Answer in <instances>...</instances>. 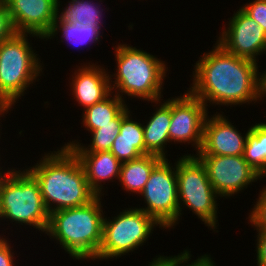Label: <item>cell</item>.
<instances>
[{
	"mask_svg": "<svg viewBox=\"0 0 266 266\" xmlns=\"http://www.w3.org/2000/svg\"><path fill=\"white\" fill-rule=\"evenodd\" d=\"M258 63L226 51L216 42L195 63L189 92L213 105L237 106L256 102ZM255 101V102H254Z\"/></svg>",
	"mask_w": 266,
	"mask_h": 266,
	"instance_id": "6da1fadb",
	"label": "cell"
},
{
	"mask_svg": "<svg viewBox=\"0 0 266 266\" xmlns=\"http://www.w3.org/2000/svg\"><path fill=\"white\" fill-rule=\"evenodd\" d=\"M27 170L36 178L49 213L83 206L97 195L90 189L84 168L71 148L45 153Z\"/></svg>",
	"mask_w": 266,
	"mask_h": 266,
	"instance_id": "7a4b0ae2",
	"label": "cell"
},
{
	"mask_svg": "<svg viewBox=\"0 0 266 266\" xmlns=\"http://www.w3.org/2000/svg\"><path fill=\"white\" fill-rule=\"evenodd\" d=\"M101 196L74 208L50 213L45 234L59 241L73 259H97L103 239L104 213Z\"/></svg>",
	"mask_w": 266,
	"mask_h": 266,
	"instance_id": "3957f363",
	"label": "cell"
},
{
	"mask_svg": "<svg viewBox=\"0 0 266 266\" xmlns=\"http://www.w3.org/2000/svg\"><path fill=\"white\" fill-rule=\"evenodd\" d=\"M114 55L117 73L109 75L114 94L121 99L125 94L151 103L163 100L161 91L168 69L164 61L142 49L121 43L115 46Z\"/></svg>",
	"mask_w": 266,
	"mask_h": 266,
	"instance_id": "277c9868",
	"label": "cell"
},
{
	"mask_svg": "<svg viewBox=\"0 0 266 266\" xmlns=\"http://www.w3.org/2000/svg\"><path fill=\"white\" fill-rule=\"evenodd\" d=\"M50 213L46 208L36 178L27 170H15L0 191V218L32 226L46 233Z\"/></svg>",
	"mask_w": 266,
	"mask_h": 266,
	"instance_id": "5b68a950",
	"label": "cell"
},
{
	"mask_svg": "<svg viewBox=\"0 0 266 266\" xmlns=\"http://www.w3.org/2000/svg\"><path fill=\"white\" fill-rule=\"evenodd\" d=\"M28 35L44 39L32 33H15L0 43V99L14 104L26 94L30 84L39 79L43 70L40 58L28 42Z\"/></svg>",
	"mask_w": 266,
	"mask_h": 266,
	"instance_id": "8992f818",
	"label": "cell"
},
{
	"mask_svg": "<svg viewBox=\"0 0 266 266\" xmlns=\"http://www.w3.org/2000/svg\"><path fill=\"white\" fill-rule=\"evenodd\" d=\"M185 155L176 162L179 220L184 205L215 232L218 224L216 199L220 196L213 189L201 160L194 154Z\"/></svg>",
	"mask_w": 266,
	"mask_h": 266,
	"instance_id": "52a82bcc",
	"label": "cell"
},
{
	"mask_svg": "<svg viewBox=\"0 0 266 266\" xmlns=\"http://www.w3.org/2000/svg\"><path fill=\"white\" fill-rule=\"evenodd\" d=\"M112 218L105 217L103 221V239L97 254L100 260L119 258L137 250L146 243L155 227H162L137 207L125 209Z\"/></svg>",
	"mask_w": 266,
	"mask_h": 266,
	"instance_id": "ba28073f",
	"label": "cell"
},
{
	"mask_svg": "<svg viewBox=\"0 0 266 266\" xmlns=\"http://www.w3.org/2000/svg\"><path fill=\"white\" fill-rule=\"evenodd\" d=\"M174 164L173 168L167 158L163 159L153 169L140 193L147 207L139 209L152 216L163 227L161 229H170L179 220L176 163Z\"/></svg>",
	"mask_w": 266,
	"mask_h": 266,
	"instance_id": "9c48e42d",
	"label": "cell"
},
{
	"mask_svg": "<svg viewBox=\"0 0 266 266\" xmlns=\"http://www.w3.org/2000/svg\"><path fill=\"white\" fill-rule=\"evenodd\" d=\"M203 163L209 181L220 196L230 198L245 187L264 178L256 171L243 155H196Z\"/></svg>",
	"mask_w": 266,
	"mask_h": 266,
	"instance_id": "30bf717a",
	"label": "cell"
},
{
	"mask_svg": "<svg viewBox=\"0 0 266 266\" xmlns=\"http://www.w3.org/2000/svg\"><path fill=\"white\" fill-rule=\"evenodd\" d=\"M203 101L192 95L189 91L171 99V123L169 126V139L172 143H193L194 150L199 152L204 122L209 112Z\"/></svg>",
	"mask_w": 266,
	"mask_h": 266,
	"instance_id": "8fae6325",
	"label": "cell"
},
{
	"mask_svg": "<svg viewBox=\"0 0 266 266\" xmlns=\"http://www.w3.org/2000/svg\"><path fill=\"white\" fill-rule=\"evenodd\" d=\"M216 41L226 51L257 63V56L266 53V32L241 8L233 14Z\"/></svg>",
	"mask_w": 266,
	"mask_h": 266,
	"instance_id": "7c38bea8",
	"label": "cell"
},
{
	"mask_svg": "<svg viewBox=\"0 0 266 266\" xmlns=\"http://www.w3.org/2000/svg\"><path fill=\"white\" fill-rule=\"evenodd\" d=\"M16 33H32L46 38L52 31L60 0H3Z\"/></svg>",
	"mask_w": 266,
	"mask_h": 266,
	"instance_id": "4fadbf2b",
	"label": "cell"
},
{
	"mask_svg": "<svg viewBox=\"0 0 266 266\" xmlns=\"http://www.w3.org/2000/svg\"><path fill=\"white\" fill-rule=\"evenodd\" d=\"M228 120L225 115L220 113L211 117L207 115L204 122L202 145L196 155H243L250 128L243 136Z\"/></svg>",
	"mask_w": 266,
	"mask_h": 266,
	"instance_id": "5bb4252c",
	"label": "cell"
},
{
	"mask_svg": "<svg viewBox=\"0 0 266 266\" xmlns=\"http://www.w3.org/2000/svg\"><path fill=\"white\" fill-rule=\"evenodd\" d=\"M72 74L70 88L74 99L83 110L105 99L112 91L109 72L104 67L84 64ZM74 75V76H73Z\"/></svg>",
	"mask_w": 266,
	"mask_h": 266,
	"instance_id": "9a60e30c",
	"label": "cell"
},
{
	"mask_svg": "<svg viewBox=\"0 0 266 266\" xmlns=\"http://www.w3.org/2000/svg\"><path fill=\"white\" fill-rule=\"evenodd\" d=\"M80 160L90 189L102 196L105 181L119 179L121 162L110 151L74 152Z\"/></svg>",
	"mask_w": 266,
	"mask_h": 266,
	"instance_id": "2e32d148",
	"label": "cell"
},
{
	"mask_svg": "<svg viewBox=\"0 0 266 266\" xmlns=\"http://www.w3.org/2000/svg\"><path fill=\"white\" fill-rule=\"evenodd\" d=\"M163 102H160V100L154 102L156 103L154 106L159 103V107H156L147 124H142V126L145 155L153 154L166 159L165 145L170 142L168 132L171 123V99L169 98L168 101Z\"/></svg>",
	"mask_w": 266,
	"mask_h": 266,
	"instance_id": "e0dca14e",
	"label": "cell"
},
{
	"mask_svg": "<svg viewBox=\"0 0 266 266\" xmlns=\"http://www.w3.org/2000/svg\"><path fill=\"white\" fill-rule=\"evenodd\" d=\"M111 94L113 95V92L82 112V124L89 132L103 125H121L122 119L130 112L125 100Z\"/></svg>",
	"mask_w": 266,
	"mask_h": 266,
	"instance_id": "ac0fdd59",
	"label": "cell"
},
{
	"mask_svg": "<svg viewBox=\"0 0 266 266\" xmlns=\"http://www.w3.org/2000/svg\"><path fill=\"white\" fill-rule=\"evenodd\" d=\"M162 160L160 156L148 154L135 160L122 162L119 182L123 190L140 195L151 172Z\"/></svg>",
	"mask_w": 266,
	"mask_h": 266,
	"instance_id": "d6986e66",
	"label": "cell"
},
{
	"mask_svg": "<svg viewBox=\"0 0 266 266\" xmlns=\"http://www.w3.org/2000/svg\"><path fill=\"white\" fill-rule=\"evenodd\" d=\"M100 30L101 28H98L94 25L69 23L67 21H64L58 14L52 31L45 39H51L52 37L57 35L58 32H61L62 38H64L65 41L70 42L76 47H82V45L86 46L90 43L96 44L102 37V35H100Z\"/></svg>",
	"mask_w": 266,
	"mask_h": 266,
	"instance_id": "ffe728a7",
	"label": "cell"
},
{
	"mask_svg": "<svg viewBox=\"0 0 266 266\" xmlns=\"http://www.w3.org/2000/svg\"><path fill=\"white\" fill-rule=\"evenodd\" d=\"M243 158L263 177H266V122L250 127Z\"/></svg>",
	"mask_w": 266,
	"mask_h": 266,
	"instance_id": "44dd1931",
	"label": "cell"
},
{
	"mask_svg": "<svg viewBox=\"0 0 266 266\" xmlns=\"http://www.w3.org/2000/svg\"><path fill=\"white\" fill-rule=\"evenodd\" d=\"M68 6L63 8L60 17L69 23L94 25L102 28V7L101 4L94 3L91 0H71Z\"/></svg>",
	"mask_w": 266,
	"mask_h": 266,
	"instance_id": "7402d4cb",
	"label": "cell"
},
{
	"mask_svg": "<svg viewBox=\"0 0 266 266\" xmlns=\"http://www.w3.org/2000/svg\"><path fill=\"white\" fill-rule=\"evenodd\" d=\"M121 125H103L99 129L91 131V143L88 147L75 141L65 143L64 146L71 148L73 152H98L110 151L113 142L119 134ZM82 144V145H81Z\"/></svg>",
	"mask_w": 266,
	"mask_h": 266,
	"instance_id": "603a6c76",
	"label": "cell"
},
{
	"mask_svg": "<svg viewBox=\"0 0 266 266\" xmlns=\"http://www.w3.org/2000/svg\"><path fill=\"white\" fill-rule=\"evenodd\" d=\"M110 152L122 163L135 160L145 155L144 140H128L115 138Z\"/></svg>",
	"mask_w": 266,
	"mask_h": 266,
	"instance_id": "cb8c5ba5",
	"label": "cell"
},
{
	"mask_svg": "<svg viewBox=\"0 0 266 266\" xmlns=\"http://www.w3.org/2000/svg\"><path fill=\"white\" fill-rule=\"evenodd\" d=\"M183 251L184 252H181L176 256H164L156 263V266H216L213 262L214 260H212L211 256L208 254L199 256L197 260H194L191 264H189L188 262L192 256L190 254L191 251L187 249Z\"/></svg>",
	"mask_w": 266,
	"mask_h": 266,
	"instance_id": "d4e9b609",
	"label": "cell"
},
{
	"mask_svg": "<svg viewBox=\"0 0 266 266\" xmlns=\"http://www.w3.org/2000/svg\"><path fill=\"white\" fill-rule=\"evenodd\" d=\"M257 199L247 219L256 230H266V186H263Z\"/></svg>",
	"mask_w": 266,
	"mask_h": 266,
	"instance_id": "484cf974",
	"label": "cell"
},
{
	"mask_svg": "<svg viewBox=\"0 0 266 266\" xmlns=\"http://www.w3.org/2000/svg\"><path fill=\"white\" fill-rule=\"evenodd\" d=\"M130 112L122 119L118 139L144 140L142 123L133 121Z\"/></svg>",
	"mask_w": 266,
	"mask_h": 266,
	"instance_id": "4316f807",
	"label": "cell"
},
{
	"mask_svg": "<svg viewBox=\"0 0 266 266\" xmlns=\"http://www.w3.org/2000/svg\"><path fill=\"white\" fill-rule=\"evenodd\" d=\"M240 8L266 32V0H254Z\"/></svg>",
	"mask_w": 266,
	"mask_h": 266,
	"instance_id": "83f0119b",
	"label": "cell"
},
{
	"mask_svg": "<svg viewBox=\"0 0 266 266\" xmlns=\"http://www.w3.org/2000/svg\"><path fill=\"white\" fill-rule=\"evenodd\" d=\"M16 33L8 8L3 0H0V43L10 39Z\"/></svg>",
	"mask_w": 266,
	"mask_h": 266,
	"instance_id": "f1b7e54d",
	"label": "cell"
},
{
	"mask_svg": "<svg viewBox=\"0 0 266 266\" xmlns=\"http://www.w3.org/2000/svg\"><path fill=\"white\" fill-rule=\"evenodd\" d=\"M9 243L7 239L2 238L0 235V266H15V254L12 252V247Z\"/></svg>",
	"mask_w": 266,
	"mask_h": 266,
	"instance_id": "f546056e",
	"label": "cell"
},
{
	"mask_svg": "<svg viewBox=\"0 0 266 266\" xmlns=\"http://www.w3.org/2000/svg\"><path fill=\"white\" fill-rule=\"evenodd\" d=\"M257 244H256V253H257V265L266 266V230H257Z\"/></svg>",
	"mask_w": 266,
	"mask_h": 266,
	"instance_id": "4dcf8cb0",
	"label": "cell"
},
{
	"mask_svg": "<svg viewBox=\"0 0 266 266\" xmlns=\"http://www.w3.org/2000/svg\"><path fill=\"white\" fill-rule=\"evenodd\" d=\"M266 70L261 74L257 69V83H256V102L266 97Z\"/></svg>",
	"mask_w": 266,
	"mask_h": 266,
	"instance_id": "1f68e13d",
	"label": "cell"
},
{
	"mask_svg": "<svg viewBox=\"0 0 266 266\" xmlns=\"http://www.w3.org/2000/svg\"><path fill=\"white\" fill-rule=\"evenodd\" d=\"M12 106H15V104L7 100L0 99V118L4 116V113L7 114V112L12 108Z\"/></svg>",
	"mask_w": 266,
	"mask_h": 266,
	"instance_id": "d6a6232c",
	"label": "cell"
},
{
	"mask_svg": "<svg viewBox=\"0 0 266 266\" xmlns=\"http://www.w3.org/2000/svg\"><path fill=\"white\" fill-rule=\"evenodd\" d=\"M13 169L14 168H12V169L9 170V168H8L7 172L5 171L3 173V170L0 167V191H1V188H2V185H3L4 181L9 177V175L11 174V172L13 171Z\"/></svg>",
	"mask_w": 266,
	"mask_h": 266,
	"instance_id": "836d02e7",
	"label": "cell"
},
{
	"mask_svg": "<svg viewBox=\"0 0 266 266\" xmlns=\"http://www.w3.org/2000/svg\"><path fill=\"white\" fill-rule=\"evenodd\" d=\"M164 256H156L155 258H153V261L152 262H149L150 264L148 266H156V263L161 259L163 258Z\"/></svg>",
	"mask_w": 266,
	"mask_h": 266,
	"instance_id": "e575fe53",
	"label": "cell"
}]
</instances>
